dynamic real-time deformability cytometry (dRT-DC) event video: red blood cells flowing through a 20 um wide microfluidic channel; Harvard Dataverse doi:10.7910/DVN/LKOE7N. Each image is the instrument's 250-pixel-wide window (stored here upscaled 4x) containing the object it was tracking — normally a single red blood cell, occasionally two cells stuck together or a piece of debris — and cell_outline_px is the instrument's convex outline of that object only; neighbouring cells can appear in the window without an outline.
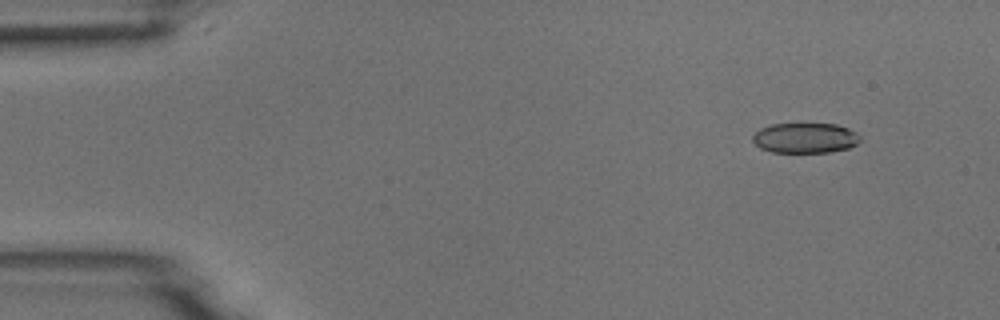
{"species": "common noctule bat (a hibernating species)", "species_latin": "Nyctalus noctula", "temperature_condition": "room temperature", "stored_images_in_passage": 5, "camera_frame_rate_fps": 3000, "um_per_image_px": 0.085, "animal": {"sex": "male", "body_mass_g": 18.8}, "frame": {"image": 1, "passage_image": 1, "time_ms": 0.0, "image_size_px": [1000, 320], "cell_outline_px": [[860, 140], [856, 144], [848, 148], [828, 152], [772, 152], [760, 148], [752, 140], [752, 136], [760, 128], [772, 124], [836, 124], [848, 128], [856, 132], [860, 136]], "centroid_in_image_um": [68.43, 11.72], "position_along_channel_um": 16.6, "area_um2": 18.84}}
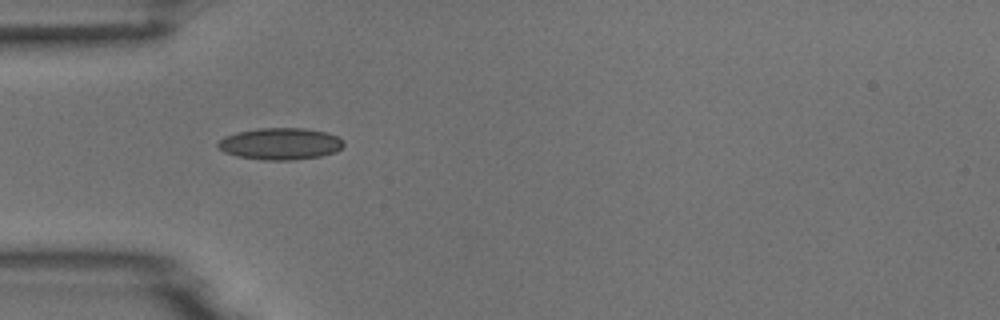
{"frame": {"image": 2, "passage_image": 4, "time_ms": 3.667, "image_size_px": [1000, 320], "cell_outline_px": [[344, 144], [336, 152], [320, 156], [292, 160], [260, 160], [236, 156], [224, 152], [216, 144], [224, 136], [236, 132], [260, 128], [304, 128], [328, 132], [344, 140]], "centroid_in_image_um": [23.82, 12.22], "position_along_channel_um": 61.2, "area_um2": 23.41}}
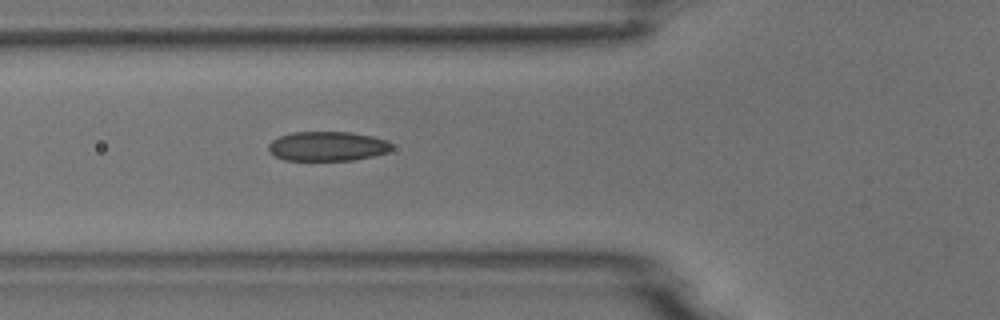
{"frame": {"image": 3, "passage_image": 5, "time_ms": 4.667, "image_size_px": [1000, 320], "cell_outline_px": [[392, 148], [388, 152], [372, 156], [352, 160], [284, 160], [268, 152], [268, 144], [272, 140], [280, 136], [292, 132], [352, 132], [372, 136], [388, 140], [392, 144]], "centroid_in_image_um": [27.83, 12.42], "position_along_channel_um": 98.0, "area_um2": 21.27}}